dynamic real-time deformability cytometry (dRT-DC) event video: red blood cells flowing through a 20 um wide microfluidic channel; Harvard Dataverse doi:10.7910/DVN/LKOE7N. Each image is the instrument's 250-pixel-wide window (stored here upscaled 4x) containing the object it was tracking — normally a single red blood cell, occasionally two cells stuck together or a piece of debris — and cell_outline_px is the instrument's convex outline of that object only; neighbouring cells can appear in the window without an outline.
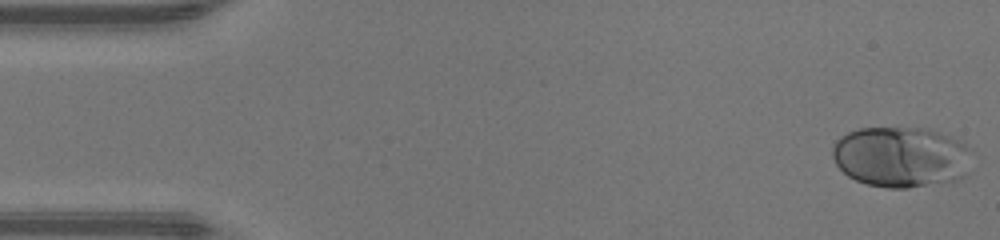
{"species": "human", "species_latin": "Homo sapiens", "temperature_condition": "warm", "stored_images_in_passage": 47, "camera_frame_rate_fps": 3000, "um_per_image_px": 0.085, "donor": {"sex": "male"}, "frame": {"image": 1, "passage_image": 1, "time_ms": 0.0, "image_size_px": [1000, 240], "cell_outline_px": [[976, 152], [964, 176], [956, 180], [908, 188], [888, 188], [868, 184], [856, 180], [848, 176], [836, 164], [832, 156], [832, 144], [840, 136], [848, 132], [860, 128], [928, 128], [948, 136], [972, 148]], "centroid_in_image_um": [76.61, 13.33], "position_along_channel_um": 8.4, "area_um2": 49.77}}
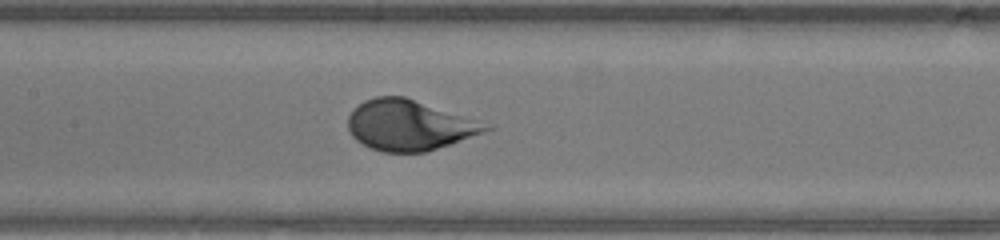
{"frame": {"image": 2, "passage_image": 22, "time_ms": 7.0, "image_size_px": [1000, 240], "cell_outline_px": [[492, 128], [484, 132], [424, 152], [384, 152], [372, 148], [356, 140], [352, 136], [348, 128], [348, 116], [364, 100], [376, 96], [404, 96], [492, 124]], "centroid_in_image_um": [34.79, 10.63], "position_along_channel_um": 172.6, "area_um2": 40.11}}
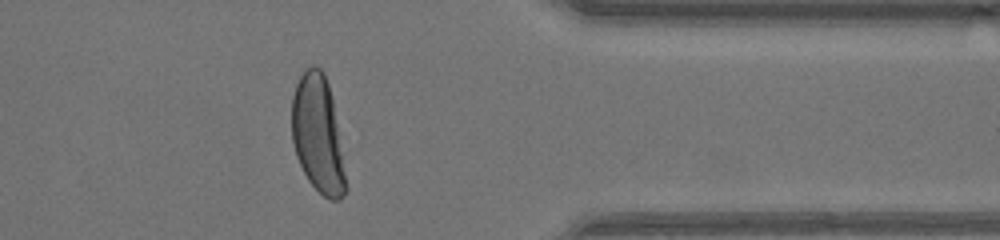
{"frame": {"image": 3, "passage_image": 38, "time_ms": 12.333, "image_size_px": [1000, 240], "cell_outline_px": [[348, 188], [344, 196], [340, 200], [332, 200], [324, 196], [308, 180], [296, 156], [292, 140], [292, 96], [296, 84], [300, 76], [312, 64], [316, 64], [324, 72], [328, 84], [332, 100]], "centroid_in_image_um": [27.01, 11.43], "position_along_channel_um": 384.4, "area_um2": 36.53}}